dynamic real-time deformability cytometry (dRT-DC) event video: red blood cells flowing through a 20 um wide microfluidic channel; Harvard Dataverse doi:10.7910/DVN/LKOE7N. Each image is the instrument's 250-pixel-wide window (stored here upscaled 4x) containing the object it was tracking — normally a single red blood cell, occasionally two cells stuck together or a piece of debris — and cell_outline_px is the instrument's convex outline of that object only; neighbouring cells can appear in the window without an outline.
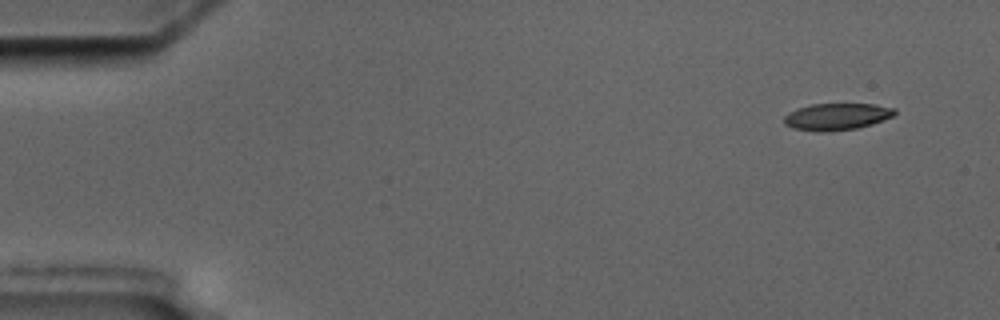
{"species": "common noctule bat (a hibernating species)", "species_latin": "Nyctalus noctula", "temperature_condition": "cold", "stored_images_in_passage": 4, "camera_frame_rate_fps": 3000, "um_per_image_px": 0.085, "animal": {"sex": "male", "body_mass_g": 17.5, "forearm_length_mm": 52.3}, "frame": {"image": 1, "passage_image": 1, "time_ms": 0.0, "image_size_px": [1000, 320], "cell_outline_px": [[896, 112], [892, 116], [872, 124], [856, 128], [828, 132], [816, 132], [792, 128], [784, 124], [784, 116], [788, 112], [796, 108], [812, 104], [876, 104], [896, 108]], "centroid_in_image_um": [71.09, 9.91], "position_along_channel_um": 13.9, "area_um2": 17.46}}